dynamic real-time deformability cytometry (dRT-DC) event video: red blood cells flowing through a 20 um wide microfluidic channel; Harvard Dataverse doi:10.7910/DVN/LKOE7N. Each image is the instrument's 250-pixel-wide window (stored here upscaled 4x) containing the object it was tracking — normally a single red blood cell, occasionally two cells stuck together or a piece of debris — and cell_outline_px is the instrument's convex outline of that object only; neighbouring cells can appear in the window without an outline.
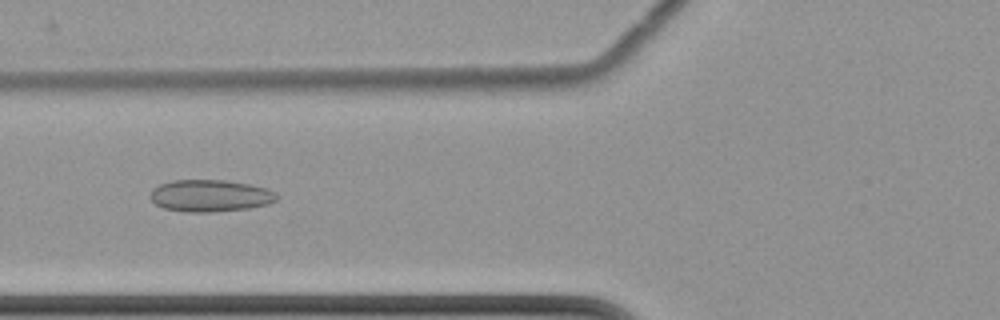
{"species": "common noctule bat (a hibernating species)", "species_latin": "Nyctalus noctula", "temperature_condition": "cold", "stored_images_in_passage": 54, "camera_frame_rate_fps": 3000, "um_per_image_px": 0.085, "animal": {"sex": "female", "body_mass_g": 22.7, "forearm_length_mm": 54.2}, "frame": {"image": 1, "passage_image": 19, "time_ms": 6.0, "image_size_px": [1000, 320], "cell_outline_px": [[276, 200], [268, 204], [248, 208], [212, 212], [184, 212], [164, 208], [156, 204], [148, 196], [152, 188], [160, 184], [172, 180], [224, 180], [248, 184], [268, 188], [276, 192]], "centroid_in_image_um": [17.83, 16.63], "position_along_channel_um": 108.0, "area_um2": 23.64}}
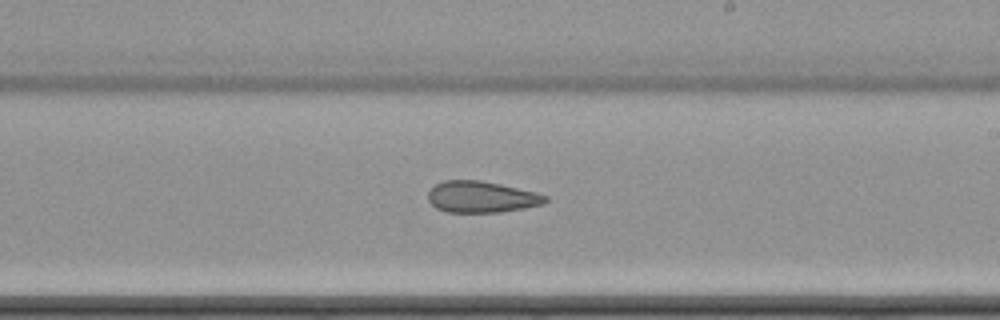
{"frame": {"image": 2, "passage_image": 31, "time_ms": 10.0, "image_size_px": [1000, 320], "cell_outline_px": [[548, 200], [544, 204], [524, 208], [500, 212], [448, 212], [436, 208], [428, 200], [428, 192], [436, 184], [444, 180], [480, 180], [500, 184], [536, 192], [548, 196]], "centroid_in_image_um": [40.94, 16.74], "position_along_channel_um": 248.1, "area_um2": 21.44}}
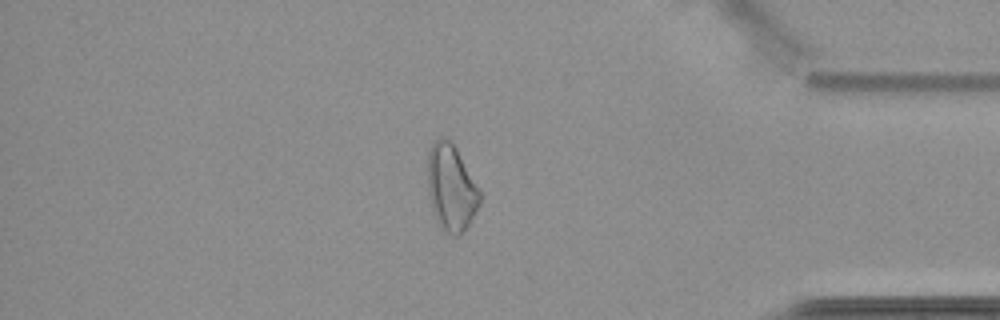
{"frame": {"image": 3, "passage_image": 46, "time_ms": 15.0, "image_size_px": [1000, 320], "cell_outline_px": [[480, 204], [468, 224], [460, 236], [452, 236], [444, 232], [440, 228], [432, 208], [428, 196], [428, 152], [432, 144], [440, 136], [444, 136], [456, 148], [480, 192]], "centroid_in_image_um": [38.32, 15.99], "position_along_channel_um": 396.9, "area_um2": 26.01}, "authors_computed_cell_mechanics": {"area_um2": 25.1141, "velocity_mm_per_s": 3.5035, "shape_relaxation_time_tau1_ms": null, "shape_relaxation_time_tau2_ms": 4.3238, "deformation_change_tau1": null, "deformation_change_tau2": 0.1262}}